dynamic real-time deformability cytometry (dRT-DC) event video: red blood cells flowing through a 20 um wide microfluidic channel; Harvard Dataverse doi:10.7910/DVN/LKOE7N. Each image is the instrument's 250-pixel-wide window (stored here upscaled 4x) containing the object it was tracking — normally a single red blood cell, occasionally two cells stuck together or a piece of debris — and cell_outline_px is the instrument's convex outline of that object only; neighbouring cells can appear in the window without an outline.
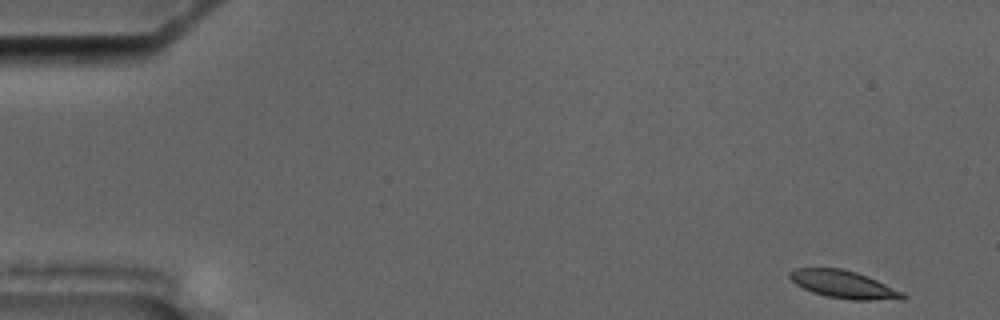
{"species": "common noctule bat (a hibernating species)", "species_latin": "Nyctalus noctula", "temperature_condition": "cold", "stored_images_in_passage": 16, "camera_frame_rate_fps": 3000, "um_per_image_px": 0.085, "animal": {"sex": "male", "body_mass_g": 17.5, "forearm_length_mm": 52.3}, "frame": {"image": 1, "passage_image": 1, "time_ms": 0.0, "image_size_px": [1000, 320], "cell_outline_px": [[908, 296], [904, 300], [852, 300], [824, 296], [812, 292], [796, 284], [788, 276], [788, 272], [792, 268], [844, 268], [868, 276], [904, 292]], "centroid_in_image_um": [71.74, 24.18], "position_along_channel_um": 13.3, "area_um2": 18.55}}
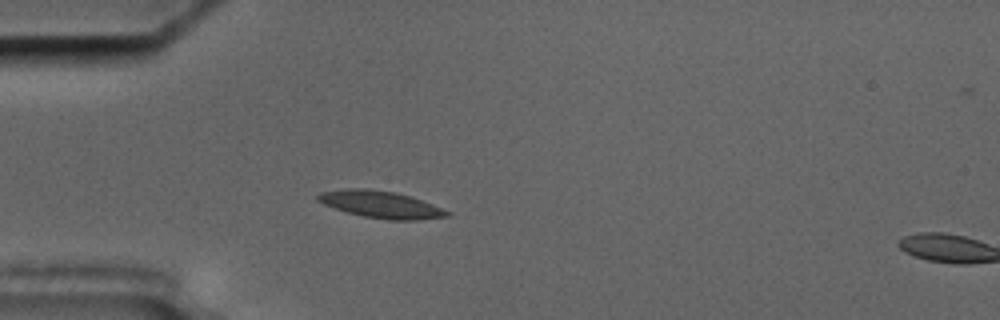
{"frame": {"image": 2, "passage_image": 14, "time_ms": 4.333, "image_size_px": [1000, 320], "cell_outline_px": [[452, 216], [416, 220], [388, 220], [364, 216], [348, 212], [324, 204], [316, 200], [316, 196], [320, 192], [348, 188], [368, 188], [396, 192], [412, 196], [452, 212]], "centroid_in_image_um": [32.41, 17.37], "position_along_channel_um": 52.6, "area_um2": 20.46}}